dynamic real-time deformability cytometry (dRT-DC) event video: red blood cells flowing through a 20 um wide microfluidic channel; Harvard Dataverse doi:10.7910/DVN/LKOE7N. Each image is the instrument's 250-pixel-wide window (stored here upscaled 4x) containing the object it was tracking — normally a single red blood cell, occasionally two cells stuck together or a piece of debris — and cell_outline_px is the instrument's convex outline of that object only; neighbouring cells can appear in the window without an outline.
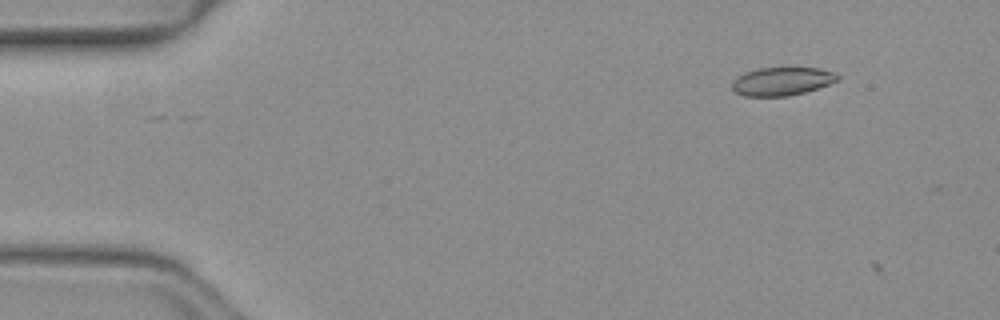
{"species": "common noctule bat (a hibernating species)", "species_latin": "Nyctalus noctula", "temperature_condition": "warm", "stored_images_in_passage": 2, "camera_frame_rate_fps": 3000, "um_per_image_px": 0.085, "animal": {"sex": "female", "body_mass_g": 19.3, "forearm_length_mm": 54.1}, "frame": {"image": 1, "passage_image": 1, "time_ms": 0.0, "image_size_px": [1000, 320], "cell_outline_px": [[840, 76], [836, 80], [828, 84], [804, 92], [788, 96], [744, 96], [736, 92], [732, 88], [732, 84], [744, 72], [760, 68], [820, 68], [832, 72]], "centroid_in_image_um": [66.46, 6.91], "position_along_channel_um": 18.5, "area_um2": 16.99}}